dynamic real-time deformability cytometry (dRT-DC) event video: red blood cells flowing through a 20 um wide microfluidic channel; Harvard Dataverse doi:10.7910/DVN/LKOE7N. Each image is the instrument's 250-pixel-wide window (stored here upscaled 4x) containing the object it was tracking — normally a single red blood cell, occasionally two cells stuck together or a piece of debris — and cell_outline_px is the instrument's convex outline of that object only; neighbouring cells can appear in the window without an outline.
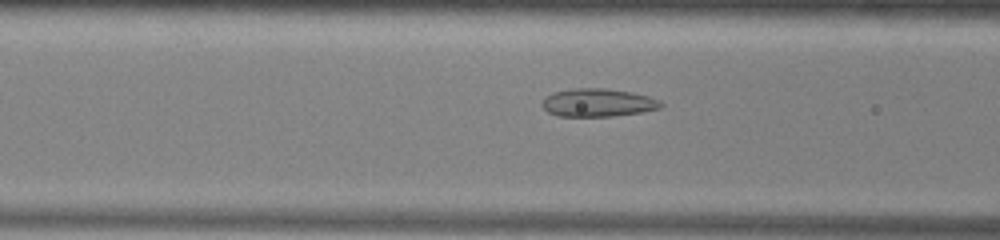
{"species": "common noctule bat (a hibernating species)", "species_latin": "Nyctalus noctula", "temperature_condition": "warm", "stored_images_in_passage": 45, "camera_frame_rate_fps": 3000, "um_per_image_px": 0.085, "animal": {"sex": "male", "body_mass_g": 13.0, "forearm_length_mm": 53.1}, "frame": {"image": 1, "passage_image": 13, "time_ms": 4.0, "image_size_px": [1000, 240], "cell_outline_px": [[664, 104], [660, 108], [640, 112], [612, 116], [556, 116], [548, 112], [540, 104], [544, 96], [552, 92], [576, 88], [604, 88], [628, 92], [648, 96], [660, 100]], "centroid_in_image_um": [50.77, 8.72], "position_along_channel_um": 115.8, "area_um2": 19.42}}
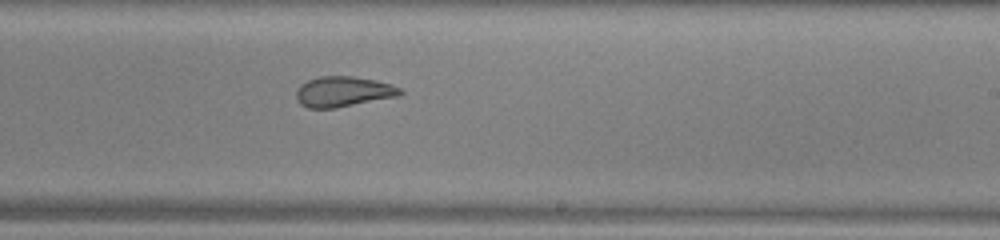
{"frame": {"image": 2, "passage_image": 24, "time_ms": 7.667, "image_size_px": [1000, 240], "cell_outline_px": [[404, 92], [400, 96], [336, 108], [308, 108], [300, 104], [296, 100], [296, 92], [300, 84], [308, 80], [320, 76], [352, 76], [376, 80], [392, 84], [400, 88]], "centroid_in_image_um": [29.19, 7.79], "position_along_channel_um": 259.8, "area_um2": 18.61}}
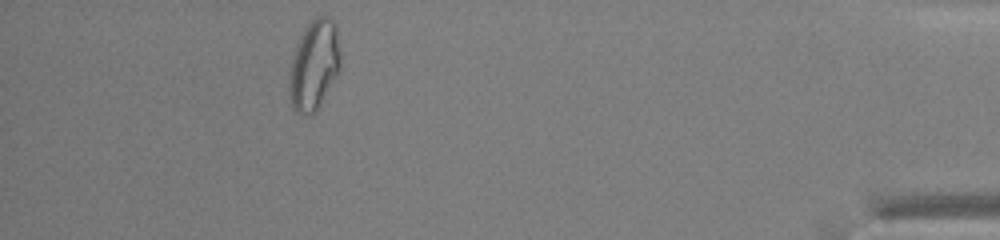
{"frame": {"image": 3, "passage_image": 40, "time_ms": 13.0, "image_size_px": [1000, 240], "cell_outline_px": [[340, 72], [316, 112], [296, 112], [292, 108], [292, 60], [296, 44], [304, 28], [316, 16], [328, 16], [332, 20], [336, 28], [340, 52]], "centroid_in_image_um": [26.77, 5.48], "position_along_channel_um": 408.4, "area_um2": 26.07}, "authors_computed_cell_mechanics": {"area_um2": 20.9814, "velocity_mm_per_s": 3.9381, "shape_relaxation_time_tau1_ms": null, "shape_relaxation_time_tau2_ms": 0.9796, "deformation_change_tau1": null, "deformation_change_tau2": 0.0706}}